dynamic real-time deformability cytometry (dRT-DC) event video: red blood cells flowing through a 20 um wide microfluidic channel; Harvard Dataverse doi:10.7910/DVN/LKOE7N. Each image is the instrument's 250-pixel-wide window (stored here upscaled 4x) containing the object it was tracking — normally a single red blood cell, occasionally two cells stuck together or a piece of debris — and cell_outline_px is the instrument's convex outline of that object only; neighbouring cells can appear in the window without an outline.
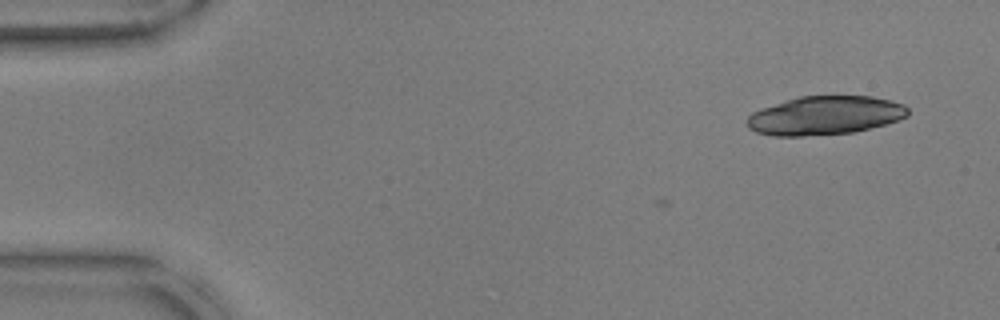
{"species": "common noctule bat (a hibernating species)", "species_latin": "Nyctalus noctula", "temperature_condition": "warm", "stored_images_in_passage": 8, "camera_frame_rate_fps": 3000, "um_per_image_px": 0.085, "animal": {"sex": "male", "body_mass_g": 17.9, "forearm_length_mm": 54.2}, "frame": {"image": 1, "passage_image": 1, "time_ms": 0.0, "image_size_px": [1000, 320], "cell_outline_px": [[908, 116], [900, 120], [852, 132], [804, 136], [772, 136], [756, 132], [748, 128], [748, 116], [752, 112], [800, 96], [872, 96], [904, 104], [908, 108]], "centroid_in_image_um": [70.14, 9.82], "position_along_channel_um": 14.9, "area_um2": 35.95}}